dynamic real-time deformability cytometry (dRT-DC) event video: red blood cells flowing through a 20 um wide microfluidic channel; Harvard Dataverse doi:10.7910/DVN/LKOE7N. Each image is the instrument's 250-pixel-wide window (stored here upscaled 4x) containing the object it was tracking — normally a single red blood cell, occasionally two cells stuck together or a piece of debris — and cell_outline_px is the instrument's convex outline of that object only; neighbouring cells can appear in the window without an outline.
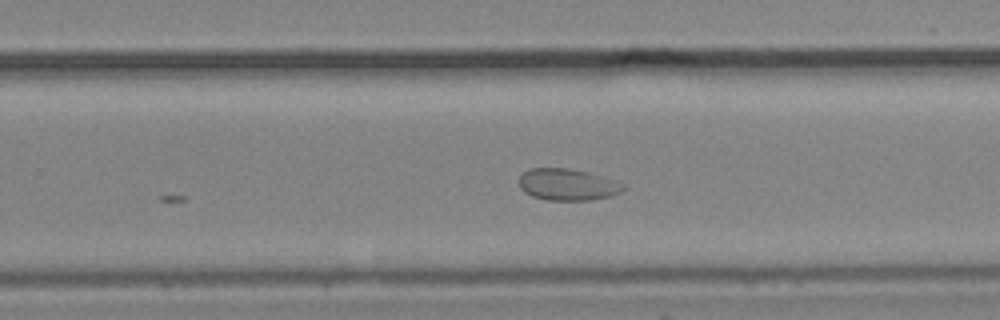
{"species": "common noctule bat (a hibernating species)", "species_latin": "Nyctalus noctula", "temperature_condition": "cold", "stored_images_in_passage": 19, "camera_frame_rate_fps": 3000, "um_per_image_px": 0.085, "animal": {"sex": "male", "body_mass_g": 19.2, "forearm_length_mm": 51.8}, "frame": {"image": 1, "passage_image": 19, "time_ms": 6.0, "image_size_px": [1000, 320], "cell_outline_px": [[624, 188], [620, 192], [612, 196], [588, 200], [548, 200], [532, 196], [524, 192], [520, 188], [520, 176], [528, 168], [568, 168], [588, 172], [624, 184]], "centroid_in_image_um": [48.21, 15.69], "position_along_channel_um": 281.6, "area_um2": 19.07}}